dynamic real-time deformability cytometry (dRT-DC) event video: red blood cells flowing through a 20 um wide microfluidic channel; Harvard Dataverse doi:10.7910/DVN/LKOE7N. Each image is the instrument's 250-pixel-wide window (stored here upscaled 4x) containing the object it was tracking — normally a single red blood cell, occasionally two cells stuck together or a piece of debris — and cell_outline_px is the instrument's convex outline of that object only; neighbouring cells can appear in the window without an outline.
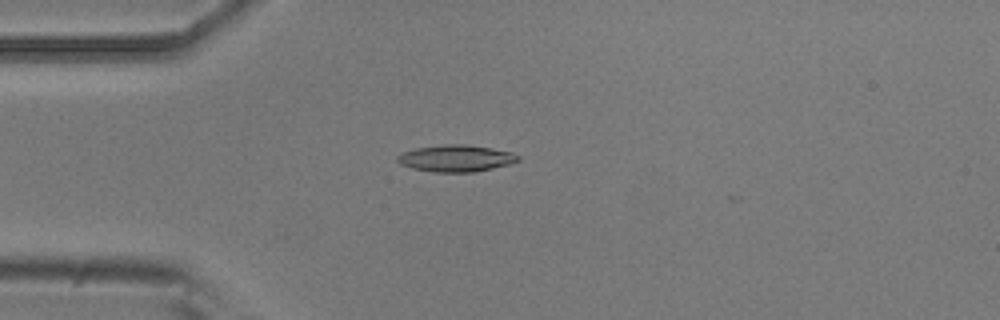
{"species": "common noctule bat (a hibernating species)", "species_latin": "Nyctalus noctula", "temperature_condition": "room temperature", "stored_images_in_passage": 4, "camera_frame_rate_fps": 3000, "um_per_image_px": 0.085, "animal": {"sex": "male", "body_mass_g": 20.5, "forearm_length_mm": 52.5}, "frame": {"image": 1, "passage_image": 4, "time_ms": 1.0, "image_size_px": [1000, 320], "cell_outline_px": [[520, 160], [508, 164], [492, 168], [472, 172], [432, 172], [412, 168], [400, 164], [396, 160], [396, 156], [404, 152], [416, 148], [444, 144], [468, 144], [492, 148], [512, 152], [520, 156]], "centroid_in_image_um": [38.75, 13.45], "position_along_channel_um": 46.3, "area_um2": 18.84}}